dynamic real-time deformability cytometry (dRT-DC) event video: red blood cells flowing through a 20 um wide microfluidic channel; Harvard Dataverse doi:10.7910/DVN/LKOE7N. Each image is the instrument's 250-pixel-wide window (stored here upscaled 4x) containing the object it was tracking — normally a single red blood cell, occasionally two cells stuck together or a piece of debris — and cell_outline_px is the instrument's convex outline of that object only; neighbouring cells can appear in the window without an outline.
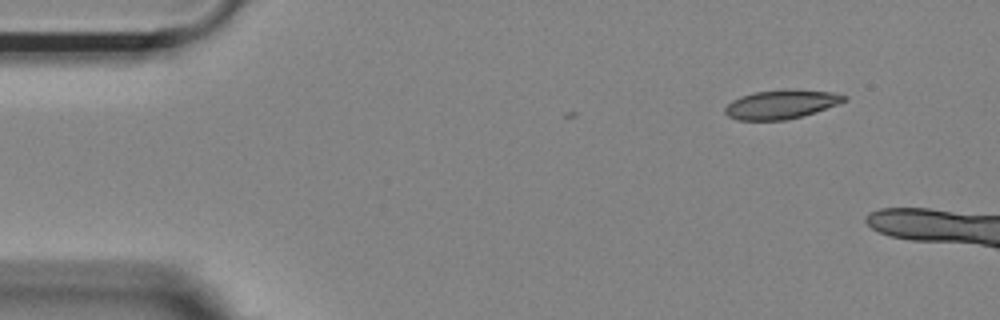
{"species": "Egyptian fruit bat (a non-hibernating species)", "species_latin": "Rousettus aegyptiacus", "temperature_condition": "room temperature", "stored_images_in_passage": 3, "camera_frame_rate_fps": 3000, "um_per_image_px": 0.085, "animal": {"sex": "female"}, "frame": {"image": 1, "passage_image": 1, "time_ms": 0.0, "image_size_px": [1000, 320], "cell_outline_px": [[848, 100], [840, 104], [800, 116], [784, 120], [736, 120], [728, 116], [724, 112], [724, 108], [732, 100], [740, 96], [756, 92], [788, 88], [832, 92], [848, 96]], "centroid_in_image_um": [66.41, 8.85], "position_along_channel_um": 18.6, "area_um2": 20.23}}